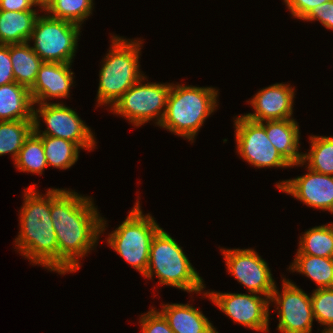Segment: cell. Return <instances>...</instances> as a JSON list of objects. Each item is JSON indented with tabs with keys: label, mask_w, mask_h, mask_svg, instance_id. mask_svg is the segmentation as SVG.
Instances as JSON below:
<instances>
[{
	"label": "cell",
	"mask_w": 333,
	"mask_h": 333,
	"mask_svg": "<svg viewBox=\"0 0 333 333\" xmlns=\"http://www.w3.org/2000/svg\"><path fill=\"white\" fill-rule=\"evenodd\" d=\"M34 107L33 123L34 131L38 135L52 136L62 138L76 143L80 148L94 150L96 138L83 120L78 116L75 110L60 103L38 104ZM42 117V118H41ZM45 122L47 128L40 130V120Z\"/></svg>",
	"instance_id": "9c48e42d"
},
{
	"label": "cell",
	"mask_w": 333,
	"mask_h": 333,
	"mask_svg": "<svg viewBox=\"0 0 333 333\" xmlns=\"http://www.w3.org/2000/svg\"><path fill=\"white\" fill-rule=\"evenodd\" d=\"M288 269L310 278L317 284L318 289L333 287V258L301 254L297 250Z\"/></svg>",
	"instance_id": "7402d4cb"
},
{
	"label": "cell",
	"mask_w": 333,
	"mask_h": 333,
	"mask_svg": "<svg viewBox=\"0 0 333 333\" xmlns=\"http://www.w3.org/2000/svg\"><path fill=\"white\" fill-rule=\"evenodd\" d=\"M14 165L23 173L30 172L38 175H41L48 166L42 138L34 130L25 139Z\"/></svg>",
	"instance_id": "4316f807"
},
{
	"label": "cell",
	"mask_w": 333,
	"mask_h": 333,
	"mask_svg": "<svg viewBox=\"0 0 333 333\" xmlns=\"http://www.w3.org/2000/svg\"><path fill=\"white\" fill-rule=\"evenodd\" d=\"M236 152L249 165L256 168L292 167L277 151L267 137L265 128L243 115L235 118Z\"/></svg>",
	"instance_id": "30bf717a"
},
{
	"label": "cell",
	"mask_w": 333,
	"mask_h": 333,
	"mask_svg": "<svg viewBox=\"0 0 333 333\" xmlns=\"http://www.w3.org/2000/svg\"><path fill=\"white\" fill-rule=\"evenodd\" d=\"M30 45L29 42L9 45L15 82L29 89L35 83L37 73L43 64Z\"/></svg>",
	"instance_id": "44dd1931"
},
{
	"label": "cell",
	"mask_w": 333,
	"mask_h": 333,
	"mask_svg": "<svg viewBox=\"0 0 333 333\" xmlns=\"http://www.w3.org/2000/svg\"><path fill=\"white\" fill-rule=\"evenodd\" d=\"M146 76L129 88L110 108V112L118 114L139 127L152 119L157 126L165 115L167 98L172 83L147 82Z\"/></svg>",
	"instance_id": "ba28073f"
},
{
	"label": "cell",
	"mask_w": 333,
	"mask_h": 333,
	"mask_svg": "<svg viewBox=\"0 0 333 333\" xmlns=\"http://www.w3.org/2000/svg\"><path fill=\"white\" fill-rule=\"evenodd\" d=\"M160 312L173 333H218L202 311L191 304H162Z\"/></svg>",
	"instance_id": "ac0fdd59"
},
{
	"label": "cell",
	"mask_w": 333,
	"mask_h": 333,
	"mask_svg": "<svg viewBox=\"0 0 333 333\" xmlns=\"http://www.w3.org/2000/svg\"><path fill=\"white\" fill-rule=\"evenodd\" d=\"M306 168L307 174L279 181L276 187L308 207L333 214V176Z\"/></svg>",
	"instance_id": "5bb4252c"
},
{
	"label": "cell",
	"mask_w": 333,
	"mask_h": 333,
	"mask_svg": "<svg viewBox=\"0 0 333 333\" xmlns=\"http://www.w3.org/2000/svg\"><path fill=\"white\" fill-rule=\"evenodd\" d=\"M311 305L315 320L324 328H333V287L314 289Z\"/></svg>",
	"instance_id": "f1b7e54d"
},
{
	"label": "cell",
	"mask_w": 333,
	"mask_h": 333,
	"mask_svg": "<svg viewBox=\"0 0 333 333\" xmlns=\"http://www.w3.org/2000/svg\"><path fill=\"white\" fill-rule=\"evenodd\" d=\"M39 7L40 12L44 9L38 4L37 0H0V10L6 11H27L36 10L33 7Z\"/></svg>",
	"instance_id": "836d02e7"
},
{
	"label": "cell",
	"mask_w": 333,
	"mask_h": 333,
	"mask_svg": "<svg viewBox=\"0 0 333 333\" xmlns=\"http://www.w3.org/2000/svg\"><path fill=\"white\" fill-rule=\"evenodd\" d=\"M297 250L301 254L333 258V223L315 226L305 231L300 236Z\"/></svg>",
	"instance_id": "d4e9b609"
},
{
	"label": "cell",
	"mask_w": 333,
	"mask_h": 333,
	"mask_svg": "<svg viewBox=\"0 0 333 333\" xmlns=\"http://www.w3.org/2000/svg\"><path fill=\"white\" fill-rule=\"evenodd\" d=\"M302 20L319 21L326 29L333 30V0L317 5Z\"/></svg>",
	"instance_id": "4dcf8cb0"
},
{
	"label": "cell",
	"mask_w": 333,
	"mask_h": 333,
	"mask_svg": "<svg viewBox=\"0 0 333 333\" xmlns=\"http://www.w3.org/2000/svg\"><path fill=\"white\" fill-rule=\"evenodd\" d=\"M15 82L9 45L0 44V86Z\"/></svg>",
	"instance_id": "d6a6232c"
},
{
	"label": "cell",
	"mask_w": 333,
	"mask_h": 333,
	"mask_svg": "<svg viewBox=\"0 0 333 333\" xmlns=\"http://www.w3.org/2000/svg\"><path fill=\"white\" fill-rule=\"evenodd\" d=\"M260 124L265 128L268 139L291 166L302 161L303 153L299 152L300 131L296 119L264 121Z\"/></svg>",
	"instance_id": "e0dca14e"
},
{
	"label": "cell",
	"mask_w": 333,
	"mask_h": 333,
	"mask_svg": "<svg viewBox=\"0 0 333 333\" xmlns=\"http://www.w3.org/2000/svg\"><path fill=\"white\" fill-rule=\"evenodd\" d=\"M71 65L72 63L43 62L37 73L36 81L30 88L31 98L35 105L49 103L48 101L52 98L69 97L70 89L75 82Z\"/></svg>",
	"instance_id": "2e32d148"
},
{
	"label": "cell",
	"mask_w": 333,
	"mask_h": 333,
	"mask_svg": "<svg viewBox=\"0 0 333 333\" xmlns=\"http://www.w3.org/2000/svg\"><path fill=\"white\" fill-rule=\"evenodd\" d=\"M206 295V296H205ZM203 296L216 304L220 311L235 323L256 332L269 331V298L259 294L222 293L203 291Z\"/></svg>",
	"instance_id": "8fae6325"
},
{
	"label": "cell",
	"mask_w": 333,
	"mask_h": 333,
	"mask_svg": "<svg viewBox=\"0 0 333 333\" xmlns=\"http://www.w3.org/2000/svg\"><path fill=\"white\" fill-rule=\"evenodd\" d=\"M143 40L112 35L110 50L103 58L99 71L97 107L109 108L136 82L144 77L139 58Z\"/></svg>",
	"instance_id": "277c9868"
},
{
	"label": "cell",
	"mask_w": 333,
	"mask_h": 333,
	"mask_svg": "<svg viewBox=\"0 0 333 333\" xmlns=\"http://www.w3.org/2000/svg\"><path fill=\"white\" fill-rule=\"evenodd\" d=\"M309 140V152L303 153L302 161L292 166L307 165L313 171L333 176V136L312 135Z\"/></svg>",
	"instance_id": "603a6c76"
},
{
	"label": "cell",
	"mask_w": 333,
	"mask_h": 333,
	"mask_svg": "<svg viewBox=\"0 0 333 333\" xmlns=\"http://www.w3.org/2000/svg\"><path fill=\"white\" fill-rule=\"evenodd\" d=\"M282 291L276 285L269 302L277 305L276 313L279 324L277 330L281 333H311L314 315L311 305V295H307L295 283L283 278Z\"/></svg>",
	"instance_id": "7c38bea8"
},
{
	"label": "cell",
	"mask_w": 333,
	"mask_h": 333,
	"mask_svg": "<svg viewBox=\"0 0 333 333\" xmlns=\"http://www.w3.org/2000/svg\"><path fill=\"white\" fill-rule=\"evenodd\" d=\"M53 0H37L38 4L45 10Z\"/></svg>",
	"instance_id": "e575fe53"
},
{
	"label": "cell",
	"mask_w": 333,
	"mask_h": 333,
	"mask_svg": "<svg viewBox=\"0 0 333 333\" xmlns=\"http://www.w3.org/2000/svg\"><path fill=\"white\" fill-rule=\"evenodd\" d=\"M42 138L47 165L58 169H69L79 159L80 147L62 138L39 135Z\"/></svg>",
	"instance_id": "cb8c5ba5"
},
{
	"label": "cell",
	"mask_w": 333,
	"mask_h": 333,
	"mask_svg": "<svg viewBox=\"0 0 333 333\" xmlns=\"http://www.w3.org/2000/svg\"><path fill=\"white\" fill-rule=\"evenodd\" d=\"M35 187L36 184L24 190L15 248L30 263L58 273V242L50 217V188L44 195Z\"/></svg>",
	"instance_id": "7a4b0ae2"
},
{
	"label": "cell",
	"mask_w": 333,
	"mask_h": 333,
	"mask_svg": "<svg viewBox=\"0 0 333 333\" xmlns=\"http://www.w3.org/2000/svg\"><path fill=\"white\" fill-rule=\"evenodd\" d=\"M139 320L142 333H173L167 319L153 307L147 313L141 314Z\"/></svg>",
	"instance_id": "f546056e"
},
{
	"label": "cell",
	"mask_w": 333,
	"mask_h": 333,
	"mask_svg": "<svg viewBox=\"0 0 333 333\" xmlns=\"http://www.w3.org/2000/svg\"><path fill=\"white\" fill-rule=\"evenodd\" d=\"M229 274L247 288L249 293L270 299L275 281L267 262L254 249L220 248Z\"/></svg>",
	"instance_id": "4fadbf2b"
},
{
	"label": "cell",
	"mask_w": 333,
	"mask_h": 333,
	"mask_svg": "<svg viewBox=\"0 0 333 333\" xmlns=\"http://www.w3.org/2000/svg\"><path fill=\"white\" fill-rule=\"evenodd\" d=\"M331 0H284L285 5L296 19H303L311 9Z\"/></svg>",
	"instance_id": "1f68e13d"
},
{
	"label": "cell",
	"mask_w": 333,
	"mask_h": 333,
	"mask_svg": "<svg viewBox=\"0 0 333 333\" xmlns=\"http://www.w3.org/2000/svg\"><path fill=\"white\" fill-rule=\"evenodd\" d=\"M82 26L51 17L38 15L28 40L34 42L33 51L43 62L72 63Z\"/></svg>",
	"instance_id": "52a82bcc"
},
{
	"label": "cell",
	"mask_w": 333,
	"mask_h": 333,
	"mask_svg": "<svg viewBox=\"0 0 333 333\" xmlns=\"http://www.w3.org/2000/svg\"><path fill=\"white\" fill-rule=\"evenodd\" d=\"M30 89L16 82L0 86V121L33 120Z\"/></svg>",
	"instance_id": "d6986e66"
},
{
	"label": "cell",
	"mask_w": 333,
	"mask_h": 333,
	"mask_svg": "<svg viewBox=\"0 0 333 333\" xmlns=\"http://www.w3.org/2000/svg\"><path fill=\"white\" fill-rule=\"evenodd\" d=\"M92 197L50 188V213L58 242V274L79 270L80 258L94 250L107 221Z\"/></svg>",
	"instance_id": "6da1fadb"
},
{
	"label": "cell",
	"mask_w": 333,
	"mask_h": 333,
	"mask_svg": "<svg viewBox=\"0 0 333 333\" xmlns=\"http://www.w3.org/2000/svg\"><path fill=\"white\" fill-rule=\"evenodd\" d=\"M94 0H53L44 10L51 17L81 26L92 14Z\"/></svg>",
	"instance_id": "83f0119b"
},
{
	"label": "cell",
	"mask_w": 333,
	"mask_h": 333,
	"mask_svg": "<svg viewBox=\"0 0 333 333\" xmlns=\"http://www.w3.org/2000/svg\"><path fill=\"white\" fill-rule=\"evenodd\" d=\"M294 97L295 90L290 84L276 83L262 88L251 100L247 101L254 112L243 116L258 123L291 119L293 118Z\"/></svg>",
	"instance_id": "9a60e30c"
},
{
	"label": "cell",
	"mask_w": 333,
	"mask_h": 333,
	"mask_svg": "<svg viewBox=\"0 0 333 333\" xmlns=\"http://www.w3.org/2000/svg\"><path fill=\"white\" fill-rule=\"evenodd\" d=\"M217 97L218 90L213 87L172 83L159 126L193 143L206 118L217 109Z\"/></svg>",
	"instance_id": "3957f363"
},
{
	"label": "cell",
	"mask_w": 333,
	"mask_h": 333,
	"mask_svg": "<svg viewBox=\"0 0 333 333\" xmlns=\"http://www.w3.org/2000/svg\"><path fill=\"white\" fill-rule=\"evenodd\" d=\"M139 199L140 197L126 219L108 235L106 241L129 265L144 276L153 237L161 227L151 214H143Z\"/></svg>",
	"instance_id": "8992f818"
},
{
	"label": "cell",
	"mask_w": 333,
	"mask_h": 333,
	"mask_svg": "<svg viewBox=\"0 0 333 333\" xmlns=\"http://www.w3.org/2000/svg\"><path fill=\"white\" fill-rule=\"evenodd\" d=\"M159 285L171 286L187 293H203L204 280L190 263L183 249L163 228L153 237L149 263L144 277L155 275Z\"/></svg>",
	"instance_id": "5b68a950"
},
{
	"label": "cell",
	"mask_w": 333,
	"mask_h": 333,
	"mask_svg": "<svg viewBox=\"0 0 333 333\" xmlns=\"http://www.w3.org/2000/svg\"><path fill=\"white\" fill-rule=\"evenodd\" d=\"M38 15L36 10H0V44L28 42Z\"/></svg>",
	"instance_id": "ffe728a7"
},
{
	"label": "cell",
	"mask_w": 333,
	"mask_h": 333,
	"mask_svg": "<svg viewBox=\"0 0 333 333\" xmlns=\"http://www.w3.org/2000/svg\"><path fill=\"white\" fill-rule=\"evenodd\" d=\"M321 333H333V328H324Z\"/></svg>",
	"instance_id": "d590c367"
},
{
	"label": "cell",
	"mask_w": 333,
	"mask_h": 333,
	"mask_svg": "<svg viewBox=\"0 0 333 333\" xmlns=\"http://www.w3.org/2000/svg\"><path fill=\"white\" fill-rule=\"evenodd\" d=\"M33 130V120L0 121V156L10 153L15 161Z\"/></svg>",
	"instance_id": "484cf974"
}]
</instances>
